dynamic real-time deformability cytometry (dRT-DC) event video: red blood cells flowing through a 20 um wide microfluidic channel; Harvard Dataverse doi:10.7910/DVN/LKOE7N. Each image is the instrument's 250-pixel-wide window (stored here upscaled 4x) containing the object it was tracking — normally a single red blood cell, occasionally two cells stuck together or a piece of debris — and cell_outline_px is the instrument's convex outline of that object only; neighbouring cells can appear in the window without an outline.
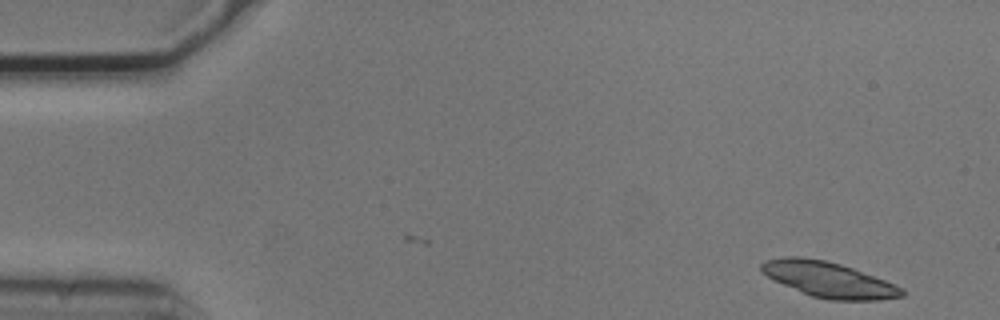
{"species": "common noctule bat (a hibernating species)", "species_latin": "Nyctalus noctula", "temperature_condition": "cold", "stored_images_in_passage": 51, "segment_of_instrument_passage": [1, 2], "camera_frame_rate_fps": 3000, "um_per_image_px": 0.085, "animal": {"sex": "male", "body_mass_g": 20.5, "forearm_length_mm": 52.5}, "frame": {"image": 1, "passage_image": 1, "time_ms": 0.0, "image_size_px": [1000, 320], "cell_outline_px": [[904, 296], [880, 300], [828, 300], [812, 296], [784, 284], [760, 272], [760, 264], [768, 260], [784, 256], [800, 256], [824, 260], [840, 264], [852, 268], [896, 284], [904, 288]], "centroid_in_image_um": [70.47, 23.76], "position_along_channel_um": 14.5, "area_um2": 28.78}}